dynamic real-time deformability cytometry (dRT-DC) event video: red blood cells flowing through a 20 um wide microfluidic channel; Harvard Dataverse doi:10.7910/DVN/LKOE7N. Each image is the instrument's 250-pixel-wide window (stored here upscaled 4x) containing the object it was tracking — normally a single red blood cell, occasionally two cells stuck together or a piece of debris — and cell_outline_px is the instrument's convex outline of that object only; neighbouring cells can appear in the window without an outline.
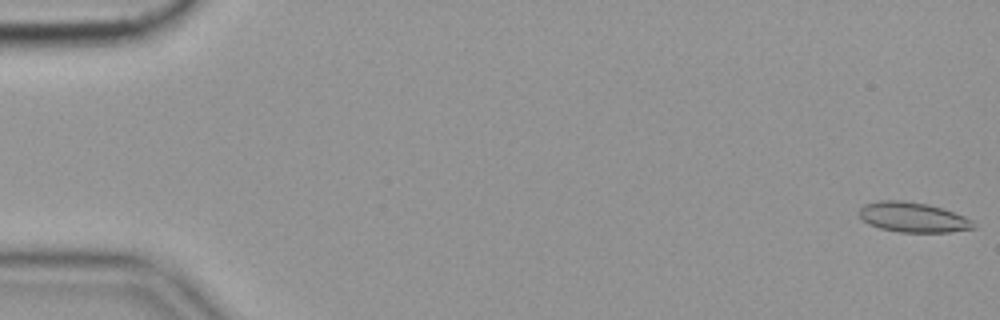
{"species": "common noctule bat (a hibernating species)", "species_latin": "Nyctalus noctula", "temperature_condition": "cold", "stored_images_in_passage": 52, "camera_frame_rate_fps": 3000, "um_per_image_px": 0.085, "animal": {"sex": "female", "body_mass_g": 19.9}, "frame": {"image": 1, "passage_image": 1, "time_ms": 0.0, "image_size_px": [1000, 320], "cell_outline_px": [[976, 228], [948, 232], [900, 232], [880, 228], [868, 224], [860, 216], [860, 208], [864, 204], [880, 200], [904, 200], [928, 204], [964, 216], [972, 220]], "centroid_in_image_um": [77.59, 18.46], "position_along_channel_um": 7.4, "area_um2": 19.83}, "authors_computed_cell_mechanics": {"area_um2": 19.363, "velocity_mm_per_s": 3.5465, "shape_relaxation_time_tau1_ms": null, "shape_relaxation_time_tau2_ms": 3.2886, "deformation_change_tau1": null, "deformation_change_tau2": 0.0951}}